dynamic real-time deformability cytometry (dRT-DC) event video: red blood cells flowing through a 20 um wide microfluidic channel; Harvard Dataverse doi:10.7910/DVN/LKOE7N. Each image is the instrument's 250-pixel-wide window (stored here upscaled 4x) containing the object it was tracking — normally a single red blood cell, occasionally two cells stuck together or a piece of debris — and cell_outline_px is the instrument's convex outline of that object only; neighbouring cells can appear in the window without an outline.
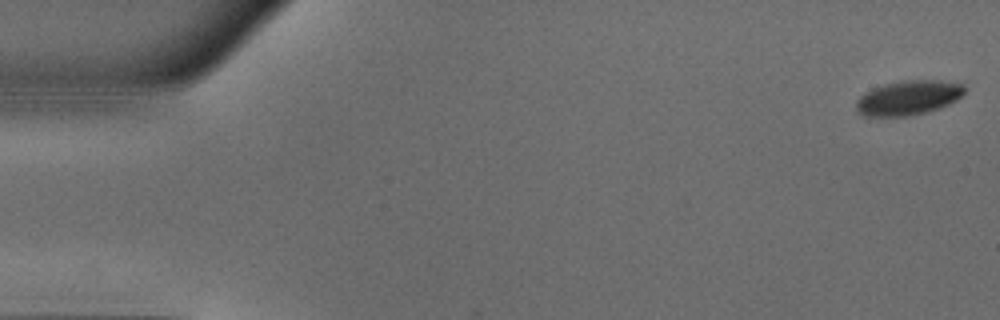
{"species": "common noctule bat (a hibernating species)", "species_latin": "Nyctalus noctula", "temperature_condition": "warm", "stored_images_in_passage": 51, "camera_frame_rate_fps": 3000, "um_per_image_px": 0.085, "animal": {"sex": "male", "body_mass_g": 18.8}, "frame": {"image": 1, "passage_image": 1, "time_ms": 0.0, "image_size_px": [1000, 320], "cell_outline_px": [[964, 92], [956, 100], [940, 108], [928, 112], [908, 116], [864, 116], [856, 112], [856, 100], [864, 92], [872, 88], [884, 84], [900, 80], [940, 80], [964, 84]], "centroid_in_image_um": [77.17, 8.31], "position_along_channel_um": 7.8, "area_um2": 22.02}}
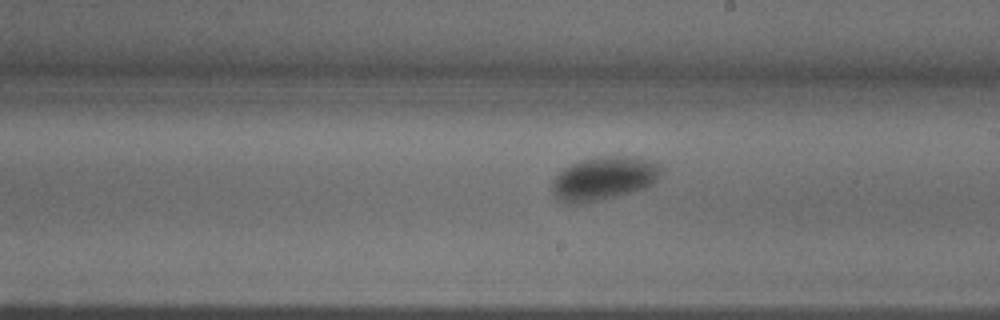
{"frame": {"image": 2, "passage_image": 29, "time_ms": 9.333, "image_size_px": [1000, 320], "cell_outline_px": [[664, 168], [656, 180], [652, 184], [644, 188], [616, 196], [600, 200], [580, 204], [560, 200], [552, 192], [552, 180], [564, 168], [580, 160], [600, 156], [632, 156], [652, 160]], "centroid_in_image_um": [51.35, 15.14], "position_along_channel_um": 237.6, "area_um2": 27.51}}
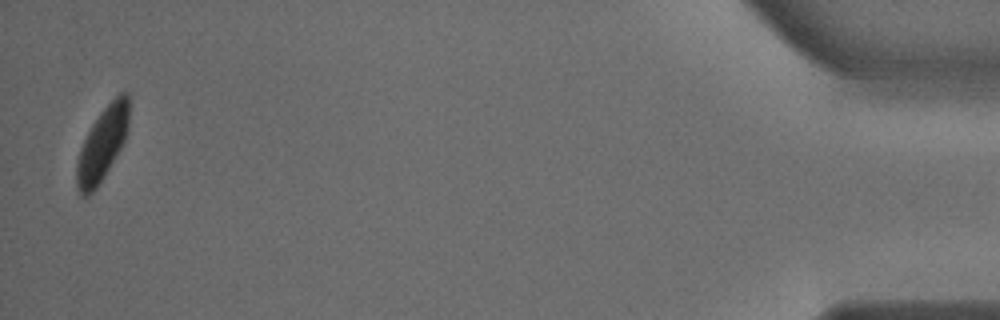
{"frame": {"image": 3, "passage_image": 50, "time_ms": 16.333, "image_size_px": [1000, 320], "cell_outline_px": [[128, 128], [124, 140], [120, 148], [104, 176], [96, 188], [88, 196], [80, 196], [76, 184], [76, 164], [80, 148], [92, 124], [100, 112], [120, 92], [128, 92]], "centroid_in_image_um": [8.67, 12.27], "position_along_channel_um": 426.5, "area_um2": 22.02}}